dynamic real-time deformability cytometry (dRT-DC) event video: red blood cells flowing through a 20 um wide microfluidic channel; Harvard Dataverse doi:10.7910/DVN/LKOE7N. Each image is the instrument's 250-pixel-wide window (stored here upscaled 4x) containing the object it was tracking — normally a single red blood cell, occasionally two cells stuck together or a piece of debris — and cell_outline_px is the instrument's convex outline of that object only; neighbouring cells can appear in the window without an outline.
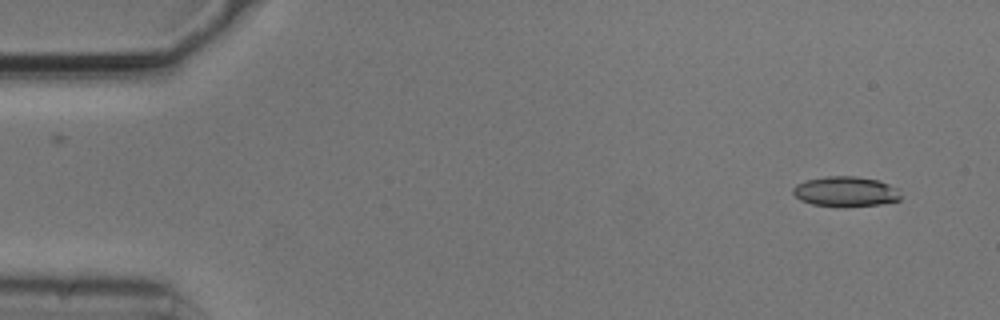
{"species": "common noctule bat (a hibernating species)", "species_latin": "Nyctalus noctula", "temperature_condition": "cold", "stored_images_in_passage": 2, "camera_frame_rate_fps": 3000, "um_per_image_px": 0.085, "animal": {"sex": "male", "body_mass_g": 20.5, "forearm_length_mm": 52.5}, "frame": {"image": 1, "passage_image": 2, "time_ms": 0.333, "image_size_px": [1000, 320], "cell_outline_px": [[900, 200], [880, 204], [844, 208], [812, 204], [800, 200], [792, 192], [792, 188], [796, 184], [804, 180], [824, 176], [856, 176], [880, 180], [896, 188], [900, 196]], "centroid_in_image_um": [71.84, 16.29], "position_along_channel_um": 13.2, "area_um2": 19.25}}